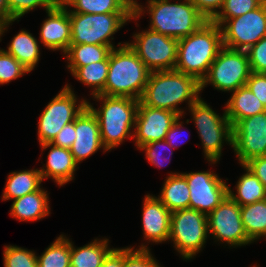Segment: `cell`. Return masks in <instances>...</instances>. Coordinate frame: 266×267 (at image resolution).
Returning a JSON list of instances; mask_svg holds the SVG:
<instances>
[{
  "instance_id": "1",
  "label": "cell",
  "mask_w": 266,
  "mask_h": 267,
  "mask_svg": "<svg viewBox=\"0 0 266 267\" xmlns=\"http://www.w3.org/2000/svg\"><path fill=\"white\" fill-rule=\"evenodd\" d=\"M201 82L194 76L175 69L150 73L144 92L139 100L142 105L170 110L184 116L178 108L186 101L188 108L200 98Z\"/></svg>"
},
{
  "instance_id": "2",
  "label": "cell",
  "mask_w": 266,
  "mask_h": 267,
  "mask_svg": "<svg viewBox=\"0 0 266 267\" xmlns=\"http://www.w3.org/2000/svg\"><path fill=\"white\" fill-rule=\"evenodd\" d=\"M118 46L109 54L106 84L99 94L140 100L151 71L127 42Z\"/></svg>"
},
{
  "instance_id": "3",
  "label": "cell",
  "mask_w": 266,
  "mask_h": 267,
  "mask_svg": "<svg viewBox=\"0 0 266 267\" xmlns=\"http://www.w3.org/2000/svg\"><path fill=\"white\" fill-rule=\"evenodd\" d=\"M222 47L221 27L207 21L197 31L178 40L175 70L201 82Z\"/></svg>"
},
{
  "instance_id": "4",
  "label": "cell",
  "mask_w": 266,
  "mask_h": 267,
  "mask_svg": "<svg viewBox=\"0 0 266 267\" xmlns=\"http://www.w3.org/2000/svg\"><path fill=\"white\" fill-rule=\"evenodd\" d=\"M94 100L102 101L96 109L87 101V107L96 116L101 142L107 151L121 145L127 138H133L139 100L128 97L94 95ZM132 128V130H131Z\"/></svg>"
},
{
  "instance_id": "5",
  "label": "cell",
  "mask_w": 266,
  "mask_h": 267,
  "mask_svg": "<svg viewBox=\"0 0 266 267\" xmlns=\"http://www.w3.org/2000/svg\"><path fill=\"white\" fill-rule=\"evenodd\" d=\"M148 7H140L133 20L141 18L145 10L150 15L149 29L177 40L197 31L208 20L190 0L172 3L170 0H147ZM143 12V13H142Z\"/></svg>"
},
{
  "instance_id": "6",
  "label": "cell",
  "mask_w": 266,
  "mask_h": 267,
  "mask_svg": "<svg viewBox=\"0 0 266 267\" xmlns=\"http://www.w3.org/2000/svg\"><path fill=\"white\" fill-rule=\"evenodd\" d=\"M192 119L201 138L205 158L215 164L221 158L224 142L232 147V125L224 110L219 116L201 97L190 107Z\"/></svg>"
},
{
  "instance_id": "7",
  "label": "cell",
  "mask_w": 266,
  "mask_h": 267,
  "mask_svg": "<svg viewBox=\"0 0 266 267\" xmlns=\"http://www.w3.org/2000/svg\"><path fill=\"white\" fill-rule=\"evenodd\" d=\"M71 44H96L115 48L110 41L126 22L133 19L129 13L87 14L69 12ZM111 37V38H110Z\"/></svg>"
},
{
  "instance_id": "8",
  "label": "cell",
  "mask_w": 266,
  "mask_h": 267,
  "mask_svg": "<svg viewBox=\"0 0 266 267\" xmlns=\"http://www.w3.org/2000/svg\"><path fill=\"white\" fill-rule=\"evenodd\" d=\"M207 215L186 208L171 213L170 237L174 248L185 260L192 259L208 239Z\"/></svg>"
},
{
  "instance_id": "9",
  "label": "cell",
  "mask_w": 266,
  "mask_h": 267,
  "mask_svg": "<svg viewBox=\"0 0 266 267\" xmlns=\"http://www.w3.org/2000/svg\"><path fill=\"white\" fill-rule=\"evenodd\" d=\"M250 74L247 52L223 46L201 81V91L211 84L216 90L232 93L246 84Z\"/></svg>"
},
{
  "instance_id": "10",
  "label": "cell",
  "mask_w": 266,
  "mask_h": 267,
  "mask_svg": "<svg viewBox=\"0 0 266 267\" xmlns=\"http://www.w3.org/2000/svg\"><path fill=\"white\" fill-rule=\"evenodd\" d=\"M77 97L71 86L66 84L63 89L47 104L39 117L38 142L51 143L61 129L73 122L87 106V100L77 103ZM77 103V105H76Z\"/></svg>"
},
{
  "instance_id": "11",
  "label": "cell",
  "mask_w": 266,
  "mask_h": 267,
  "mask_svg": "<svg viewBox=\"0 0 266 267\" xmlns=\"http://www.w3.org/2000/svg\"><path fill=\"white\" fill-rule=\"evenodd\" d=\"M127 42L151 71L173 70L176 66L178 40L150 29L133 35Z\"/></svg>"
},
{
  "instance_id": "12",
  "label": "cell",
  "mask_w": 266,
  "mask_h": 267,
  "mask_svg": "<svg viewBox=\"0 0 266 267\" xmlns=\"http://www.w3.org/2000/svg\"><path fill=\"white\" fill-rule=\"evenodd\" d=\"M221 30L223 46L247 51L266 36V0L258 8L228 19Z\"/></svg>"
},
{
  "instance_id": "13",
  "label": "cell",
  "mask_w": 266,
  "mask_h": 267,
  "mask_svg": "<svg viewBox=\"0 0 266 267\" xmlns=\"http://www.w3.org/2000/svg\"><path fill=\"white\" fill-rule=\"evenodd\" d=\"M240 212V206L227 196L207 216L208 233L215 241L226 242L230 247L252 243L245 232Z\"/></svg>"
},
{
  "instance_id": "14",
  "label": "cell",
  "mask_w": 266,
  "mask_h": 267,
  "mask_svg": "<svg viewBox=\"0 0 266 267\" xmlns=\"http://www.w3.org/2000/svg\"><path fill=\"white\" fill-rule=\"evenodd\" d=\"M232 132V148L241 166L266 155V111L239 120Z\"/></svg>"
},
{
  "instance_id": "15",
  "label": "cell",
  "mask_w": 266,
  "mask_h": 267,
  "mask_svg": "<svg viewBox=\"0 0 266 267\" xmlns=\"http://www.w3.org/2000/svg\"><path fill=\"white\" fill-rule=\"evenodd\" d=\"M190 191V208L209 215L228 196V185L213 171L182 173Z\"/></svg>"
},
{
  "instance_id": "16",
  "label": "cell",
  "mask_w": 266,
  "mask_h": 267,
  "mask_svg": "<svg viewBox=\"0 0 266 267\" xmlns=\"http://www.w3.org/2000/svg\"><path fill=\"white\" fill-rule=\"evenodd\" d=\"M178 117L179 114L170 110L149 107L139 102L132 131L135 146L140 148L152 141L165 140L167 132Z\"/></svg>"
},
{
  "instance_id": "17",
  "label": "cell",
  "mask_w": 266,
  "mask_h": 267,
  "mask_svg": "<svg viewBox=\"0 0 266 267\" xmlns=\"http://www.w3.org/2000/svg\"><path fill=\"white\" fill-rule=\"evenodd\" d=\"M48 18L40 30V43L50 50H61L63 54L71 45V22L68 9L58 1L46 10Z\"/></svg>"
},
{
  "instance_id": "18",
  "label": "cell",
  "mask_w": 266,
  "mask_h": 267,
  "mask_svg": "<svg viewBox=\"0 0 266 267\" xmlns=\"http://www.w3.org/2000/svg\"><path fill=\"white\" fill-rule=\"evenodd\" d=\"M75 131L76 139L70 151L78 164L100 148L107 151L101 142L98 120L87 106L75 118Z\"/></svg>"
},
{
  "instance_id": "19",
  "label": "cell",
  "mask_w": 266,
  "mask_h": 267,
  "mask_svg": "<svg viewBox=\"0 0 266 267\" xmlns=\"http://www.w3.org/2000/svg\"><path fill=\"white\" fill-rule=\"evenodd\" d=\"M142 228L144 238L153 243L169 240L171 212L154 195L147 194L143 200Z\"/></svg>"
},
{
  "instance_id": "20",
  "label": "cell",
  "mask_w": 266,
  "mask_h": 267,
  "mask_svg": "<svg viewBox=\"0 0 266 267\" xmlns=\"http://www.w3.org/2000/svg\"><path fill=\"white\" fill-rule=\"evenodd\" d=\"M42 151L50 148L45 168L39 169L42 180L52 178L58 186H63L74 179V173L78 169V163L68 148L58 147L52 143L40 144Z\"/></svg>"
},
{
  "instance_id": "21",
  "label": "cell",
  "mask_w": 266,
  "mask_h": 267,
  "mask_svg": "<svg viewBox=\"0 0 266 267\" xmlns=\"http://www.w3.org/2000/svg\"><path fill=\"white\" fill-rule=\"evenodd\" d=\"M49 196L47 191L39 188L37 191L14 199L10 215L19 221H36L48 216L50 212Z\"/></svg>"
},
{
  "instance_id": "22",
  "label": "cell",
  "mask_w": 266,
  "mask_h": 267,
  "mask_svg": "<svg viewBox=\"0 0 266 267\" xmlns=\"http://www.w3.org/2000/svg\"><path fill=\"white\" fill-rule=\"evenodd\" d=\"M266 111L263 103L244 85L232 92L225 105V112L232 127L244 118Z\"/></svg>"
},
{
  "instance_id": "23",
  "label": "cell",
  "mask_w": 266,
  "mask_h": 267,
  "mask_svg": "<svg viewBox=\"0 0 266 267\" xmlns=\"http://www.w3.org/2000/svg\"><path fill=\"white\" fill-rule=\"evenodd\" d=\"M157 198L171 213L190 208V191L185 176L179 172L169 173Z\"/></svg>"
},
{
  "instance_id": "24",
  "label": "cell",
  "mask_w": 266,
  "mask_h": 267,
  "mask_svg": "<svg viewBox=\"0 0 266 267\" xmlns=\"http://www.w3.org/2000/svg\"><path fill=\"white\" fill-rule=\"evenodd\" d=\"M42 181L39 169L11 172L3 190L2 200H14L37 191Z\"/></svg>"
},
{
  "instance_id": "25",
  "label": "cell",
  "mask_w": 266,
  "mask_h": 267,
  "mask_svg": "<svg viewBox=\"0 0 266 267\" xmlns=\"http://www.w3.org/2000/svg\"><path fill=\"white\" fill-rule=\"evenodd\" d=\"M109 239H95L83 247H75L70 241V267H100L104 258L113 249Z\"/></svg>"
},
{
  "instance_id": "26",
  "label": "cell",
  "mask_w": 266,
  "mask_h": 267,
  "mask_svg": "<svg viewBox=\"0 0 266 267\" xmlns=\"http://www.w3.org/2000/svg\"><path fill=\"white\" fill-rule=\"evenodd\" d=\"M39 47L37 39L30 32L22 29L13 37L8 49L4 51L12 55L31 72L40 58Z\"/></svg>"
},
{
  "instance_id": "27",
  "label": "cell",
  "mask_w": 266,
  "mask_h": 267,
  "mask_svg": "<svg viewBox=\"0 0 266 267\" xmlns=\"http://www.w3.org/2000/svg\"><path fill=\"white\" fill-rule=\"evenodd\" d=\"M110 46L96 44H71L64 53L69 61L67 68L73 74L79 67L90 63L104 61L109 57Z\"/></svg>"
},
{
  "instance_id": "28",
  "label": "cell",
  "mask_w": 266,
  "mask_h": 267,
  "mask_svg": "<svg viewBox=\"0 0 266 267\" xmlns=\"http://www.w3.org/2000/svg\"><path fill=\"white\" fill-rule=\"evenodd\" d=\"M242 167L246 170V173L237 181L235 187L237 195L228 187V196L240 207L266 199L264 185L247 167L244 165Z\"/></svg>"
},
{
  "instance_id": "29",
  "label": "cell",
  "mask_w": 266,
  "mask_h": 267,
  "mask_svg": "<svg viewBox=\"0 0 266 267\" xmlns=\"http://www.w3.org/2000/svg\"><path fill=\"white\" fill-rule=\"evenodd\" d=\"M240 211L248 238L256 242L266 237V199L241 206Z\"/></svg>"
},
{
  "instance_id": "30",
  "label": "cell",
  "mask_w": 266,
  "mask_h": 267,
  "mask_svg": "<svg viewBox=\"0 0 266 267\" xmlns=\"http://www.w3.org/2000/svg\"><path fill=\"white\" fill-rule=\"evenodd\" d=\"M109 69V57L104 61L79 67L72 75L78 81L93 89L92 96L98 95L106 84Z\"/></svg>"
},
{
  "instance_id": "31",
  "label": "cell",
  "mask_w": 266,
  "mask_h": 267,
  "mask_svg": "<svg viewBox=\"0 0 266 267\" xmlns=\"http://www.w3.org/2000/svg\"><path fill=\"white\" fill-rule=\"evenodd\" d=\"M37 267H70V239L64 234L37 256Z\"/></svg>"
},
{
  "instance_id": "32",
  "label": "cell",
  "mask_w": 266,
  "mask_h": 267,
  "mask_svg": "<svg viewBox=\"0 0 266 267\" xmlns=\"http://www.w3.org/2000/svg\"><path fill=\"white\" fill-rule=\"evenodd\" d=\"M69 12L103 14L128 13L117 0H59ZM73 7V10L69 8Z\"/></svg>"
},
{
  "instance_id": "33",
  "label": "cell",
  "mask_w": 266,
  "mask_h": 267,
  "mask_svg": "<svg viewBox=\"0 0 266 267\" xmlns=\"http://www.w3.org/2000/svg\"><path fill=\"white\" fill-rule=\"evenodd\" d=\"M265 0H225L221 11L211 20L220 27L231 18L242 16L258 8Z\"/></svg>"
},
{
  "instance_id": "34",
  "label": "cell",
  "mask_w": 266,
  "mask_h": 267,
  "mask_svg": "<svg viewBox=\"0 0 266 267\" xmlns=\"http://www.w3.org/2000/svg\"><path fill=\"white\" fill-rule=\"evenodd\" d=\"M4 267H37V254L16 245L5 246Z\"/></svg>"
},
{
  "instance_id": "35",
  "label": "cell",
  "mask_w": 266,
  "mask_h": 267,
  "mask_svg": "<svg viewBox=\"0 0 266 267\" xmlns=\"http://www.w3.org/2000/svg\"><path fill=\"white\" fill-rule=\"evenodd\" d=\"M123 267H161L152 256L148 246L141 244L139 249L124 247Z\"/></svg>"
},
{
  "instance_id": "36",
  "label": "cell",
  "mask_w": 266,
  "mask_h": 267,
  "mask_svg": "<svg viewBox=\"0 0 266 267\" xmlns=\"http://www.w3.org/2000/svg\"><path fill=\"white\" fill-rule=\"evenodd\" d=\"M30 71L12 55L0 49V84H7Z\"/></svg>"
},
{
  "instance_id": "37",
  "label": "cell",
  "mask_w": 266,
  "mask_h": 267,
  "mask_svg": "<svg viewBox=\"0 0 266 267\" xmlns=\"http://www.w3.org/2000/svg\"><path fill=\"white\" fill-rule=\"evenodd\" d=\"M59 0H7L11 14V22L19 21L23 15L43 7L45 10L51 9Z\"/></svg>"
},
{
  "instance_id": "38",
  "label": "cell",
  "mask_w": 266,
  "mask_h": 267,
  "mask_svg": "<svg viewBox=\"0 0 266 267\" xmlns=\"http://www.w3.org/2000/svg\"><path fill=\"white\" fill-rule=\"evenodd\" d=\"M251 72H266V36L261 38L247 51Z\"/></svg>"
},
{
  "instance_id": "39",
  "label": "cell",
  "mask_w": 266,
  "mask_h": 267,
  "mask_svg": "<svg viewBox=\"0 0 266 267\" xmlns=\"http://www.w3.org/2000/svg\"><path fill=\"white\" fill-rule=\"evenodd\" d=\"M163 146L166 148H169L171 150L170 155H173L172 147L167 143L166 140H158V141L149 142L141 146L139 150L145 151V155H146L148 162H150L152 165L158 168H162L164 167L163 161H165L166 158H164L165 160L162 158V155L160 154L161 149L159 150V148H162ZM170 161H171V158L169 160V163Z\"/></svg>"
},
{
  "instance_id": "40",
  "label": "cell",
  "mask_w": 266,
  "mask_h": 267,
  "mask_svg": "<svg viewBox=\"0 0 266 267\" xmlns=\"http://www.w3.org/2000/svg\"><path fill=\"white\" fill-rule=\"evenodd\" d=\"M245 85L266 108V75L264 73L251 72Z\"/></svg>"
},
{
  "instance_id": "41",
  "label": "cell",
  "mask_w": 266,
  "mask_h": 267,
  "mask_svg": "<svg viewBox=\"0 0 266 267\" xmlns=\"http://www.w3.org/2000/svg\"><path fill=\"white\" fill-rule=\"evenodd\" d=\"M197 10L211 21L221 10L225 0H190Z\"/></svg>"
},
{
  "instance_id": "42",
  "label": "cell",
  "mask_w": 266,
  "mask_h": 267,
  "mask_svg": "<svg viewBox=\"0 0 266 267\" xmlns=\"http://www.w3.org/2000/svg\"><path fill=\"white\" fill-rule=\"evenodd\" d=\"M76 139L75 120L65 125L51 142L53 145L70 149Z\"/></svg>"
},
{
  "instance_id": "43",
  "label": "cell",
  "mask_w": 266,
  "mask_h": 267,
  "mask_svg": "<svg viewBox=\"0 0 266 267\" xmlns=\"http://www.w3.org/2000/svg\"><path fill=\"white\" fill-rule=\"evenodd\" d=\"M264 185L266 189V155L253 158L244 164Z\"/></svg>"
},
{
  "instance_id": "44",
  "label": "cell",
  "mask_w": 266,
  "mask_h": 267,
  "mask_svg": "<svg viewBox=\"0 0 266 267\" xmlns=\"http://www.w3.org/2000/svg\"><path fill=\"white\" fill-rule=\"evenodd\" d=\"M124 248H113L104 258L100 267H123Z\"/></svg>"
},
{
  "instance_id": "45",
  "label": "cell",
  "mask_w": 266,
  "mask_h": 267,
  "mask_svg": "<svg viewBox=\"0 0 266 267\" xmlns=\"http://www.w3.org/2000/svg\"><path fill=\"white\" fill-rule=\"evenodd\" d=\"M181 118L182 116L177 118V120L174 122L172 127L169 129L165 137V140L167 141V143L174 149L178 147L177 142L180 139V136L182 135L181 134L182 129L184 128L182 125L183 122H179Z\"/></svg>"
},
{
  "instance_id": "46",
  "label": "cell",
  "mask_w": 266,
  "mask_h": 267,
  "mask_svg": "<svg viewBox=\"0 0 266 267\" xmlns=\"http://www.w3.org/2000/svg\"><path fill=\"white\" fill-rule=\"evenodd\" d=\"M121 6L132 16H135L138 13L141 6L136 0H117Z\"/></svg>"
},
{
  "instance_id": "47",
  "label": "cell",
  "mask_w": 266,
  "mask_h": 267,
  "mask_svg": "<svg viewBox=\"0 0 266 267\" xmlns=\"http://www.w3.org/2000/svg\"><path fill=\"white\" fill-rule=\"evenodd\" d=\"M11 22V14L7 0H0V23Z\"/></svg>"
},
{
  "instance_id": "48",
  "label": "cell",
  "mask_w": 266,
  "mask_h": 267,
  "mask_svg": "<svg viewBox=\"0 0 266 267\" xmlns=\"http://www.w3.org/2000/svg\"><path fill=\"white\" fill-rule=\"evenodd\" d=\"M12 22H7L6 24H1L0 23V41H1V36L3 35V33L5 32V30L7 31L9 25L11 24Z\"/></svg>"
}]
</instances>
